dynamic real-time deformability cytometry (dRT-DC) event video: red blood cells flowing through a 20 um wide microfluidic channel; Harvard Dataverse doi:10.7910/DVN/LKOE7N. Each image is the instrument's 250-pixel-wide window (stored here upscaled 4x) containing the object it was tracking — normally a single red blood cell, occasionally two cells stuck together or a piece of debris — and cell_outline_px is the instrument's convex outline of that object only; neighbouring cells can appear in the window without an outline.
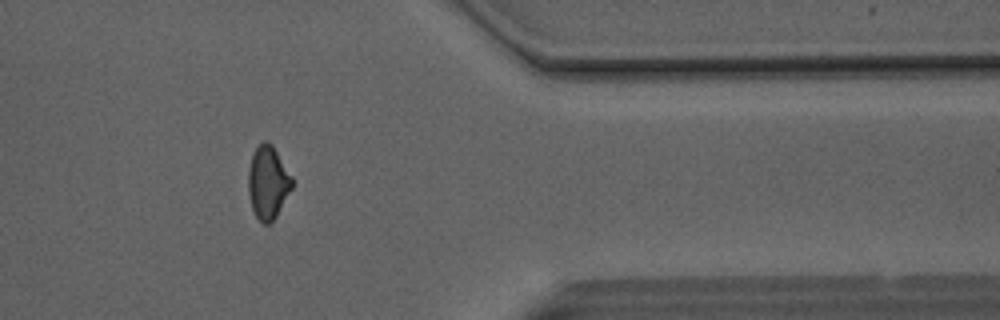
{"species": "Egyptian fruit bat (a non-hibernating species)", "species_latin": "Rousettus aegyptiacus", "temperature_condition": "room temperature", "stored_images_in_passage": 44, "camera_frame_rate_fps": 3000, "um_per_image_px": 0.085, "animal": {"sex": "male"}, "frame": {"image": 1, "passage_image": 35, "time_ms": 11.333, "image_size_px": [1000, 320], "cell_outline_px": [[292, 188], [276, 216], [268, 224], [264, 224], [256, 216], [252, 208], [248, 192], [248, 168], [252, 152], [264, 140], [268, 140], [272, 144], [292, 176]], "centroid_in_image_um": [22.76, 15.47], "position_along_channel_um": 388.6, "area_um2": 18.61}}
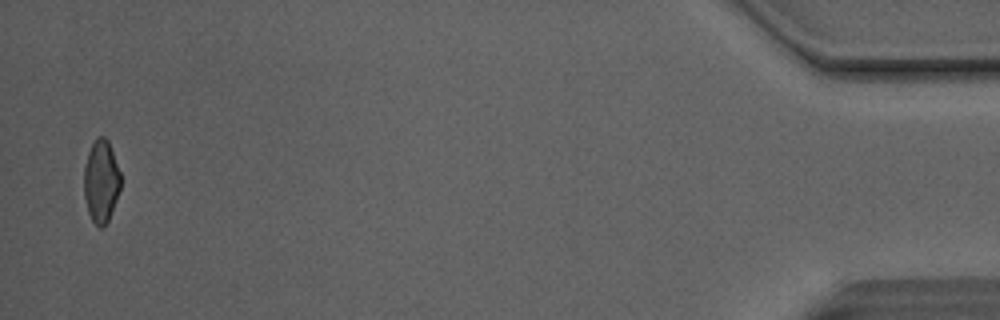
{"frame": {"image": 2, "passage_image": 43, "time_ms": 14.0, "image_size_px": [1000, 320], "cell_outline_px": [[120, 188], [116, 200], [108, 220], [100, 228], [92, 220], [88, 212], [84, 196], [84, 168], [88, 152], [96, 136], [104, 136], [108, 140], [120, 172]], "centroid_in_image_um": [8.58, 15.37], "position_along_channel_um": 426.6, "area_um2": 17.46}, "authors_computed_cell_mechanics": {"area_um2": 19.1029, "velocity_mm_per_s": 4.1346, "shape_relaxation_time_tau1_ms": null, "shape_relaxation_time_tau2_ms": 2.415, "deformation_change_tau1": null, "deformation_change_tau2": 0.0875}}